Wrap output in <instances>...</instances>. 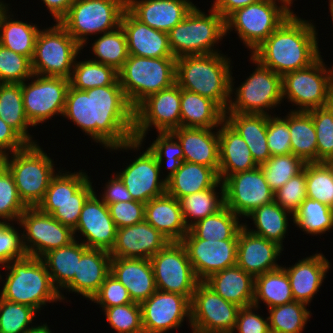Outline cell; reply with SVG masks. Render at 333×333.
<instances>
[{
    "instance_id": "obj_1",
    "label": "cell",
    "mask_w": 333,
    "mask_h": 333,
    "mask_svg": "<svg viewBox=\"0 0 333 333\" xmlns=\"http://www.w3.org/2000/svg\"><path fill=\"white\" fill-rule=\"evenodd\" d=\"M63 117L108 151L141 150L143 142L134 139V108L120 85L87 90L70 85Z\"/></svg>"
},
{
    "instance_id": "obj_2",
    "label": "cell",
    "mask_w": 333,
    "mask_h": 333,
    "mask_svg": "<svg viewBox=\"0 0 333 333\" xmlns=\"http://www.w3.org/2000/svg\"><path fill=\"white\" fill-rule=\"evenodd\" d=\"M317 30L293 12L251 55L281 76L308 67L321 56Z\"/></svg>"
},
{
    "instance_id": "obj_3",
    "label": "cell",
    "mask_w": 333,
    "mask_h": 333,
    "mask_svg": "<svg viewBox=\"0 0 333 333\" xmlns=\"http://www.w3.org/2000/svg\"><path fill=\"white\" fill-rule=\"evenodd\" d=\"M211 53L176 58V84L214 101L224 112L231 98V58Z\"/></svg>"
},
{
    "instance_id": "obj_4",
    "label": "cell",
    "mask_w": 333,
    "mask_h": 333,
    "mask_svg": "<svg viewBox=\"0 0 333 333\" xmlns=\"http://www.w3.org/2000/svg\"><path fill=\"white\" fill-rule=\"evenodd\" d=\"M2 267L7 275L6 280L3 278L1 298L30 306L37 312L48 303L62 302L41 258L26 255Z\"/></svg>"
},
{
    "instance_id": "obj_5",
    "label": "cell",
    "mask_w": 333,
    "mask_h": 333,
    "mask_svg": "<svg viewBox=\"0 0 333 333\" xmlns=\"http://www.w3.org/2000/svg\"><path fill=\"white\" fill-rule=\"evenodd\" d=\"M208 12L206 14L195 4L186 17L168 32L170 50L175 58L221 52L214 46L226 37L225 19L212 7Z\"/></svg>"
},
{
    "instance_id": "obj_6",
    "label": "cell",
    "mask_w": 333,
    "mask_h": 333,
    "mask_svg": "<svg viewBox=\"0 0 333 333\" xmlns=\"http://www.w3.org/2000/svg\"><path fill=\"white\" fill-rule=\"evenodd\" d=\"M175 57L129 55L118 71V80L130 105L135 109L149 95L176 83Z\"/></svg>"
},
{
    "instance_id": "obj_7",
    "label": "cell",
    "mask_w": 333,
    "mask_h": 333,
    "mask_svg": "<svg viewBox=\"0 0 333 333\" xmlns=\"http://www.w3.org/2000/svg\"><path fill=\"white\" fill-rule=\"evenodd\" d=\"M6 161L22 202L26 207H37L57 174L54 160L36 143L6 155Z\"/></svg>"
},
{
    "instance_id": "obj_8",
    "label": "cell",
    "mask_w": 333,
    "mask_h": 333,
    "mask_svg": "<svg viewBox=\"0 0 333 333\" xmlns=\"http://www.w3.org/2000/svg\"><path fill=\"white\" fill-rule=\"evenodd\" d=\"M56 171L58 173L52 178L45 197L37 207L74 230L83 204L95 191L92 186L93 182L89 178L91 176H88L84 170L72 173L67 170L63 171V169Z\"/></svg>"
},
{
    "instance_id": "obj_9",
    "label": "cell",
    "mask_w": 333,
    "mask_h": 333,
    "mask_svg": "<svg viewBox=\"0 0 333 333\" xmlns=\"http://www.w3.org/2000/svg\"><path fill=\"white\" fill-rule=\"evenodd\" d=\"M293 12L282 0H260L231 13L225 19V35L236 31L238 38L252 53Z\"/></svg>"
},
{
    "instance_id": "obj_10",
    "label": "cell",
    "mask_w": 333,
    "mask_h": 333,
    "mask_svg": "<svg viewBox=\"0 0 333 333\" xmlns=\"http://www.w3.org/2000/svg\"><path fill=\"white\" fill-rule=\"evenodd\" d=\"M250 60L257 67L235 89V82H233L235 79L232 77L233 73H231V98L225 113L273 114L272 109L279 107L283 101L282 76L263 66L251 54ZM233 94L235 98H233Z\"/></svg>"
},
{
    "instance_id": "obj_11",
    "label": "cell",
    "mask_w": 333,
    "mask_h": 333,
    "mask_svg": "<svg viewBox=\"0 0 333 333\" xmlns=\"http://www.w3.org/2000/svg\"><path fill=\"white\" fill-rule=\"evenodd\" d=\"M126 8L127 0H75L59 23L83 49L88 36L117 29Z\"/></svg>"
},
{
    "instance_id": "obj_12",
    "label": "cell",
    "mask_w": 333,
    "mask_h": 333,
    "mask_svg": "<svg viewBox=\"0 0 333 333\" xmlns=\"http://www.w3.org/2000/svg\"><path fill=\"white\" fill-rule=\"evenodd\" d=\"M82 47L56 22L51 27L40 29L31 59L33 74L70 79L76 57Z\"/></svg>"
},
{
    "instance_id": "obj_13",
    "label": "cell",
    "mask_w": 333,
    "mask_h": 333,
    "mask_svg": "<svg viewBox=\"0 0 333 333\" xmlns=\"http://www.w3.org/2000/svg\"><path fill=\"white\" fill-rule=\"evenodd\" d=\"M323 60L320 56L308 67L282 76V98L291 102L292 106L296 105L294 111H309L325 106L333 83V65L327 68Z\"/></svg>"
},
{
    "instance_id": "obj_14",
    "label": "cell",
    "mask_w": 333,
    "mask_h": 333,
    "mask_svg": "<svg viewBox=\"0 0 333 333\" xmlns=\"http://www.w3.org/2000/svg\"><path fill=\"white\" fill-rule=\"evenodd\" d=\"M69 87L68 78L36 74L21 83L24 112L33 127L63 116Z\"/></svg>"
},
{
    "instance_id": "obj_15",
    "label": "cell",
    "mask_w": 333,
    "mask_h": 333,
    "mask_svg": "<svg viewBox=\"0 0 333 333\" xmlns=\"http://www.w3.org/2000/svg\"><path fill=\"white\" fill-rule=\"evenodd\" d=\"M23 232L26 255L41 258L48 251L67 246L75 240L74 231L38 207H27L17 222Z\"/></svg>"
},
{
    "instance_id": "obj_16",
    "label": "cell",
    "mask_w": 333,
    "mask_h": 333,
    "mask_svg": "<svg viewBox=\"0 0 333 333\" xmlns=\"http://www.w3.org/2000/svg\"><path fill=\"white\" fill-rule=\"evenodd\" d=\"M150 261L158 290L178 293L192 300L200 281L181 242H170L153 255Z\"/></svg>"
},
{
    "instance_id": "obj_17",
    "label": "cell",
    "mask_w": 333,
    "mask_h": 333,
    "mask_svg": "<svg viewBox=\"0 0 333 333\" xmlns=\"http://www.w3.org/2000/svg\"><path fill=\"white\" fill-rule=\"evenodd\" d=\"M181 88L171 87L149 95L134 109V139L144 142L150 127L172 132L180 127Z\"/></svg>"
},
{
    "instance_id": "obj_18",
    "label": "cell",
    "mask_w": 333,
    "mask_h": 333,
    "mask_svg": "<svg viewBox=\"0 0 333 333\" xmlns=\"http://www.w3.org/2000/svg\"><path fill=\"white\" fill-rule=\"evenodd\" d=\"M239 309L200 281L191 300L192 333H232Z\"/></svg>"
},
{
    "instance_id": "obj_19",
    "label": "cell",
    "mask_w": 333,
    "mask_h": 333,
    "mask_svg": "<svg viewBox=\"0 0 333 333\" xmlns=\"http://www.w3.org/2000/svg\"><path fill=\"white\" fill-rule=\"evenodd\" d=\"M224 204L240 218L274 201V192L268 185L260 166L223 178Z\"/></svg>"
},
{
    "instance_id": "obj_20",
    "label": "cell",
    "mask_w": 333,
    "mask_h": 333,
    "mask_svg": "<svg viewBox=\"0 0 333 333\" xmlns=\"http://www.w3.org/2000/svg\"><path fill=\"white\" fill-rule=\"evenodd\" d=\"M140 306L144 333L178 329L185 319L191 326V301L181 294L157 289Z\"/></svg>"
},
{
    "instance_id": "obj_21",
    "label": "cell",
    "mask_w": 333,
    "mask_h": 333,
    "mask_svg": "<svg viewBox=\"0 0 333 333\" xmlns=\"http://www.w3.org/2000/svg\"><path fill=\"white\" fill-rule=\"evenodd\" d=\"M180 242L199 281L236 265L238 240H202L189 230Z\"/></svg>"
},
{
    "instance_id": "obj_22",
    "label": "cell",
    "mask_w": 333,
    "mask_h": 333,
    "mask_svg": "<svg viewBox=\"0 0 333 333\" xmlns=\"http://www.w3.org/2000/svg\"><path fill=\"white\" fill-rule=\"evenodd\" d=\"M74 231L84 237L80 239L86 247L111 252L116 242L117 227L108 206L94 191L82 207L79 221Z\"/></svg>"
},
{
    "instance_id": "obj_23",
    "label": "cell",
    "mask_w": 333,
    "mask_h": 333,
    "mask_svg": "<svg viewBox=\"0 0 333 333\" xmlns=\"http://www.w3.org/2000/svg\"><path fill=\"white\" fill-rule=\"evenodd\" d=\"M130 161L123 171L115 174L126 186L133 200L146 204L151 199L166 193V180L161 177L156 156L148 147Z\"/></svg>"
},
{
    "instance_id": "obj_24",
    "label": "cell",
    "mask_w": 333,
    "mask_h": 333,
    "mask_svg": "<svg viewBox=\"0 0 333 333\" xmlns=\"http://www.w3.org/2000/svg\"><path fill=\"white\" fill-rule=\"evenodd\" d=\"M283 250L278 243L255 235L243 226L238 232L236 265L255 278L281 267L276 261Z\"/></svg>"
},
{
    "instance_id": "obj_25",
    "label": "cell",
    "mask_w": 333,
    "mask_h": 333,
    "mask_svg": "<svg viewBox=\"0 0 333 333\" xmlns=\"http://www.w3.org/2000/svg\"><path fill=\"white\" fill-rule=\"evenodd\" d=\"M170 243L169 239L145 220L117 229L111 257L150 259Z\"/></svg>"
},
{
    "instance_id": "obj_26",
    "label": "cell",
    "mask_w": 333,
    "mask_h": 333,
    "mask_svg": "<svg viewBox=\"0 0 333 333\" xmlns=\"http://www.w3.org/2000/svg\"><path fill=\"white\" fill-rule=\"evenodd\" d=\"M120 26L127 40L129 55L138 57H174L169 46L168 33L153 29L138 20L127 8Z\"/></svg>"
},
{
    "instance_id": "obj_27",
    "label": "cell",
    "mask_w": 333,
    "mask_h": 333,
    "mask_svg": "<svg viewBox=\"0 0 333 333\" xmlns=\"http://www.w3.org/2000/svg\"><path fill=\"white\" fill-rule=\"evenodd\" d=\"M195 5L191 0H127V9L149 27L168 33Z\"/></svg>"
},
{
    "instance_id": "obj_28",
    "label": "cell",
    "mask_w": 333,
    "mask_h": 333,
    "mask_svg": "<svg viewBox=\"0 0 333 333\" xmlns=\"http://www.w3.org/2000/svg\"><path fill=\"white\" fill-rule=\"evenodd\" d=\"M331 265L324 254L318 252L298 260L290 267L283 265L294 300L309 305L322 286Z\"/></svg>"
},
{
    "instance_id": "obj_29",
    "label": "cell",
    "mask_w": 333,
    "mask_h": 333,
    "mask_svg": "<svg viewBox=\"0 0 333 333\" xmlns=\"http://www.w3.org/2000/svg\"><path fill=\"white\" fill-rule=\"evenodd\" d=\"M111 274L127 288L135 303L141 304L157 290L150 259L111 257Z\"/></svg>"
},
{
    "instance_id": "obj_30",
    "label": "cell",
    "mask_w": 333,
    "mask_h": 333,
    "mask_svg": "<svg viewBox=\"0 0 333 333\" xmlns=\"http://www.w3.org/2000/svg\"><path fill=\"white\" fill-rule=\"evenodd\" d=\"M110 273V252L88 248L81 255L74 278L62 290L64 292L66 289L91 300Z\"/></svg>"
},
{
    "instance_id": "obj_31",
    "label": "cell",
    "mask_w": 333,
    "mask_h": 333,
    "mask_svg": "<svg viewBox=\"0 0 333 333\" xmlns=\"http://www.w3.org/2000/svg\"><path fill=\"white\" fill-rule=\"evenodd\" d=\"M172 133L176 136L182 146L183 161L211 167L218 173V128L206 129L179 127L178 129L173 130Z\"/></svg>"
},
{
    "instance_id": "obj_32",
    "label": "cell",
    "mask_w": 333,
    "mask_h": 333,
    "mask_svg": "<svg viewBox=\"0 0 333 333\" xmlns=\"http://www.w3.org/2000/svg\"><path fill=\"white\" fill-rule=\"evenodd\" d=\"M218 128L220 180L258 167L247 143L226 120Z\"/></svg>"
},
{
    "instance_id": "obj_33",
    "label": "cell",
    "mask_w": 333,
    "mask_h": 333,
    "mask_svg": "<svg viewBox=\"0 0 333 333\" xmlns=\"http://www.w3.org/2000/svg\"><path fill=\"white\" fill-rule=\"evenodd\" d=\"M144 220L170 242H180L189 231L179 200L168 193L155 197L145 204Z\"/></svg>"
},
{
    "instance_id": "obj_34",
    "label": "cell",
    "mask_w": 333,
    "mask_h": 333,
    "mask_svg": "<svg viewBox=\"0 0 333 333\" xmlns=\"http://www.w3.org/2000/svg\"><path fill=\"white\" fill-rule=\"evenodd\" d=\"M254 279L235 265L211 275L204 282L223 299L243 308L253 305Z\"/></svg>"
},
{
    "instance_id": "obj_35",
    "label": "cell",
    "mask_w": 333,
    "mask_h": 333,
    "mask_svg": "<svg viewBox=\"0 0 333 333\" xmlns=\"http://www.w3.org/2000/svg\"><path fill=\"white\" fill-rule=\"evenodd\" d=\"M225 120L247 143L258 166L269 160L271 154L267 145L268 115L225 113Z\"/></svg>"
},
{
    "instance_id": "obj_36",
    "label": "cell",
    "mask_w": 333,
    "mask_h": 333,
    "mask_svg": "<svg viewBox=\"0 0 333 333\" xmlns=\"http://www.w3.org/2000/svg\"><path fill=\"white\" fill-rule=\"evenodd\" d=\"M225 120V112L211 99L181 89L180 127L218 128Z\"/></svg>"
},
{
    "instance_id": "obj_37",
    "label": "cell",
    "mask_w": 333,
    "mask_h": 333,
    "mask_svg": "<svg viewBox=\"0 0 333 333\" xmlns=\"http://www.w3.org/2000/svg\"><path fill=\"white\" fill-rule=\"evenodd\" d=\"M219 181V175L213 168L183 161L179 169L166 180V193L179 200L214 187Z\"/></svg>"
},
{
    "instance_id": "obj_38",
    "label": "cell",
    "mask_w": 333,
    "mask_h": 333,
    "mask_svg": "<svg viewBox=\"0 0 333 333\" xmlns=\"http://www.w3.org/2000/svg\"><path fill=\"white\" fill-rule=\"evenodd\" d=\"M87 249L88 247L75 239L67 246L50 250L41 257L62 301L66 299L62 289L74 278L81 255Z\"/></svg>"
},
{
    "instance_id": "obj_39",
    "label": "cell",
    "mask_w": 333,
    "mask_h": 333,
    "mask_svg": "<svg viewBox=\"0 0 333 333\" xmlns=\"http://www.w3.org/2000/svg\"><path fill=\"white\" fill-rule=\"evenodd\" d=\"M6 4L0 11V44L15 53L32 59L40 31L37 24L16 20ZM11 13V14H9ZM14 19H13V18Z\"/></svg>"
},
{
    "instance_id": "obj_40",
    "label": "cell",
    "mask_w": 333,
    "mask_h": 333,
    "mask_svg": "<svg viewBox=\"0 0 333 333\" xmlns=\"http://www.w3.org/2000/svg\"><path fill=\"white\" fill-rule=\"evenodd\" d=\"M293 215L283 209L277 202L273 201L253 210L245 218H250L255 226L252 229L247 222L243 226L251 233L283 245L285 235L288 233L289 218ZM249 226V227H248ZM251 228V229H250Z\"/></svg>"
},
{
    "instance_id": "obj_41",
    "label": "cell",
    "mask_w": 333,
    "mask_h": 333,
    "mask_svg": "<svg viewBox=\"0 0 333 333\" xmlns=\"http://www.w3.org/2000/svg\"><path fill=\"white\" fill-rule=\"evenodd\" d=\"M283 118L288 123L292 154L305 163L317 162V137L310 113L290 109Z\"/></svg>"
},
{
    "instance_id": "obj_42",
    "label": "cell",
    "mask_w": 333,
    "mask_h": 333,
    "mask_svg": "<svg viewBox=\"0 0 333 333\" xmlns=\"http://www.w3.org/2000/svg\"><path fill=\"white\" fill-rule=\"evenodd\" d=\"M262 301L268 309L294 301L289 277L282 264L275 270L255 277L253 306L260 309Z\"/></svg>"
},
{
    "instance_id": "obj_43",
    "label": "cell",
    "mask_w": 333,
    "mask_h": 333,
    "mask_svg": "<svg viewBox=\"0 0 333 333\" xmlns=\"http://www.w3.org/2000/svg\"><path fill=\"white\" fill-rule=\"evenodd\" d=\"M0 118L28 144L38 143L28 130L32 125L24 112L21 84L0 83Z\"/></svg>"
},
{
    "instance_id": "obj_44",
    "label": "cell",
    "mask_w": 333,
    "mask_h": 333,
    "mask_svg": "<svg viewBox=\"0 0 333 333\" xmlns=\"http://www.w3.org/2000/svg\"><path fill=\"white\" fill-rule=\"evenodd\" d=\"M218 187L220 193H217ZM179 203L184 221L190 228L197 221L217 213L225 206L223 183L220 180L214 187L181 197Z\"/></svg>"
},
{
    "instance_id": "obj_45",
    "label": "cell",
    "mask_w": 333,
    "mask_h": 333,
    "mask_svg": "<svg viewBox=\"0 0 333 333\" xmlns=\"http://www.w3.org/2000/svg\"><path fill=\"white\" fill-rule=\"evenodd\" d=\"M240 222L239 216L224 206L217 213L197 221L189 230L202 240H238V232L243 227Z\"/></svg>"
},
{
    "instance_id": "obj_46",
    "label": "cell",
    "mask_w": 333,
    "mask_h": 333,
    "mask_svg": "<svg viewBox=\"0 0 333 333\" xmlns=\"http://www.w3.org/2000/svg\"><path fill=\"white\" fill-rule=\"evenodd\" d=\"M290 219L304 234L321 236L333 230V208L310 198L301 203Z\"/></svg>"
},
{
    "instance_id": "obj_47",
    "label": "cell",
    "mask_w": 333,
    "mask_h": 333,
    "mask_svg": "<svg viewBox=\"0 0 333 333\" xmlns=\"http://www.w3.org/2000/svg\"><path fill=\"white\" fill-rule=\"evenodd\" d=\"M74 62L70 85L78 90L90 88L120 85L118 71L109 65H105L91 59Z\"/></svg>"
},
{
    "instance_id": "obj_48",
    "label": "cell",
    "mask_w": 333,
    "mask_h": 333,
    "mask_svg": "<svg viewBox=\"0 0 333 333\" xmlns=\"http://www.w3.org/2000/svg\"><path fill=\"white\" fill-rule=\"evenodd\" d=\"M91 51L95 57L91 60L119 71L129 56L126 35L122 27L99 35L92 43Z\"/></svg>"
},
{
    "instance_id": "obj_49",
    "label": "cell",
    "mask_w": 333,
    "mask_h": 333,
    "mask_svg": "<svg viewBox=\"0 0 333 333\" xmlns=\"http://www.w3.org/2000/svg\"><path fill=\"white\" fill-rule=\"evenodd\" d=\"M267 310L270 333H302L312 316L306 304L295 300Z\"/></svg>"
},
{
    "instance_id": "obj_50",
    "label": "cell",
    "mask_w": 333,
    "mask_h": 333,
    "mask_svg": "<svg viewBox=\"0 0 333 333\" xmlns=\"http://www.w3.org/2000/svg\"><path fill=\"white\" fill-rule=\"evenodd\" d=\"M307 198L333 208V167L327 162L305 163Z\"/></svg>"
},
{
    "instance_id": "obj_51",
    "label": "cell",
    "mask_w": 333,
    "mask_h": 333,
    "mask_svg": "<svg viewBox=\"0 0 333 333\" xmlns=\"http://www.w3.org/2000/svg\"><path fill=\"white\" fill-rule=\"evenodd\" d=\"M304 166L305 162L291 153L288 155L271 156L260 167L271 190L276 192L293 176L300 173Z\"/></svg>"
},
{
    "instance_id": "obj_52",
    "label": "cell",
    "mask_w": 333,
    "mask_h": 333,
    "mask_svg": "<svg viewBox=\"0 0 333 333\" xmlns=\"http://www.w3.org/2000/svg\"><path fill=\"white\" fill-rule=\"evenodd\" d=\"M37 313L30 306L0 297V333H26L33 327L32 321L35 320Z\"/></svg>"
},
{
    "instance_id": "obj_53",
    "label": "cell",
    "mask_w": 333,
    "mask_h": 333,
    "mask_svg": "<svg viewBox=\"0 0 333 333\" xmlns=\"http://www.w3.org/2000/svg\"><path fill=\"white\" fill-rule=\"evenodd\" d=\"M156 136V140L148 148L156 156L160 173H163L161 172L163 171L161 170L163 169L162 166L164 164L167 165L164 167L167 168V171H170L164 177L167 180L179 169L181 162H183V150L180 142L172 132H158Z\"/></svg>"
},
{
    "instance_id": "obj_54",
    "label": "cell",
    "mask_w": 333,
    "mask_h": 333,
    "mask_svg": "<svg viewBox=\"0 0 333 333\" xmlns=\"http://www.w3.org/2000/svg\"><path fill=\"white\" fill-rule=\"evenodd\" d=\"M103 311L105 319L117 333H144L140 304L133 302L105 308Z\"/></svg>"
},
{
    "instance_id": "obj_55",
    "label": "cell",
    "mask_w": 333,
    "mask_h": 333,
    "mask_svg": "<svg viewBox=\"0 0 333 333\" xmlns=\"http://www.w3.org/2000/svg\"><path fill=\"white\" fill-rule=\"evenodd\" d=\"M33 75L31 59L0 44V83L21 84Z\"/></svg>"
},
{
    "instance_id": "obj_56",
    "label": "cell",
    "mask_w": 333,
    "mask_h": 333,
    "mask_svg": "<svg viewBox=\"0 0 333 333\" xmlns=\"http://www.w3.org/2000/svg\"><path fill=\"white\" fill-rule=\"evenodd\" d=\"M312 116L317 137V162H327L333 158V117L325 108L308 111Z\"/></svg>"
},
{
    "instance_id": "obj_57",
    "label": "cell",
    "mask_w": 333,
    "mask_h": 333,
    "mask_svg": "<svg viewBox=\"0 0 333 333\" xmlns=\"http://www.w3.org/2000/svg\"><path fill=\"white\" fill-rule=\"evenodd\" d=\"M26 208L18 195L13 176L7 170L0 177V221L19 222L20 216Z\"/></svg>"
},
{
    "instance_id": "obj_58",
    "label": "cell",
    "mask_w": 333,
    "mask_h": 333,
    "mask_svg": "<svg viewBox=\"0 0 333 333\" xmlns=\"http://www.w3.org/2000/svg\"><path fill=\"white\" fill-rule=\"evenodd\" d=\"M306 198L305 166L300 173L293 176L280 189L274 192V201L292 215Z\"/></svg>"
},
{
    "instance_id": "obj_59",
    "label": "cell",
    "mask_w": 333,
    "mask_h": 333,
    "mask_svg": "<svg viewBox=\"0 0 333 333\" xmlns=\"http://www.w3.org/2000/svg\"><path fill=\"white\" fill-rule=\"evenodd\" d=\"M14 227V223L11 225V223L0 221V267L26 256L22 234L19 233V227L18 229ZM0 280L2 281L1 274Z\"/></svg>"
},
{
    "instance_id": "obj_60",
    "label": "cell",
    "mask_w": 333,
    "mask_h": 333,
    "mask_svg": "<svg viewBox=\"0 0 333 333\" xmlns=\"http://www.w3.org/2000/svg\"><path fill=\"white\" fill-rule=\"evenodd\" d=\"M267 145L271 156L292 153L288 123L284 118L276 114L268 115Z\"/></svg>"
},
{
    "instance_id": "obj_61",
    "label": "cell",
    "mask_w": 333,
    "mask_h": 333,
    "mask_svg": "<svg viewBox=\"0 0 333 333\" xmlns=\"http://www.w3.org/2000/svg\"><path fill=\"white\" fill-rule=\"evenodd\" d=\"M90 301L100 305L102 311L105 308L133 303L127 288L111 273Z\"/></svg>"
},
{
    "instance_id": "obj_62",
    "label": "cell",
    "mask_w": 333,
    "mask_h": 333,
    "mask_svg": "<svg viewBox=\"0 0 333 333\" xmlns=\"http://www.w3.org/2000/svg\"><path fill=\"white\" fill-rule=\"evenodd\" d=\"M107 206L117 229L131 226L144 220L145 203L132 200L116 202Z\"/></svg>"
},
{
    "instance_id": "obj_63",
    "label": "cell",
    "mask_w": 333,
    "mask_h": 333,
    "mask_svg": "<svg viewBox=\"0 0 333 333\" xmlns=\"http://www.w3.org/2000/svg\"><path fill=\"white\" fill-rule=\"evenodd\" d=\"M258 309L253 305L240 308L232 333H270L269 319L267 316L263 318L262 315L255 312Z\"/></svg>"
},
{
    "instance_id": "obj_64",
    "label": "cell",
    "mask_w": 333,
    "mask_h": 333,
    "mask_svg": "<svg viewBox=\"0 0 333 333\" xmlns=\"http://www.w3.org/2000/svg\"><path fill=\"white\" fill-rule=\"evenodd\" d=\"M28 143L0 118V154L8 155L24 149Z\"/></svg>"
},
{
    "instance_id": "obj_65",
    "label": "cell",
    "mask_w": 333,
    "mask_h": 333,
    "mask_svg": "<svg viewBox=\"0 0 333 333\" xmlns=\"http://www.w3.org/2000/svg\"><path fill=\"white\" fill-rule=\"evenodd\" d=\"M103 190L104 192L100 194V198L106 205L133 200L126 186L116 174H112L110 180L105 183Z\"/></svg>"
},
{
    "instance_id": "obj_66",
    "label": "cell",
    "mask_w": 333,
    "mask_h": 333,
    "mask_svg": "<svg viewBox=\"0 0 333 333\" xmlns=\"http://www.w3.org/2000/svg\"><path fill=\"white\" fill-rule=\"evenodd\" d=\"M260 0H214L212 8L226 19L234 11Z\"/></svg>"
},
{
    "instance_id": "obj_67",
    "label": "cell",
    "mask_w": 333,
    "mask_h": 333,
    "mask_svg": "<svg viewBox=\"0 0 333 333\" xmlns=\"http://www.w3.org/2000/svg\"><path fill=\"white\" fill-rule=\"evenodd\" d=\"M54 22H59L69 11L75 0H41Z\"/></svg>"
},
{
    "instance_id": "obj_68",
    "label": "cell",
    "mask_w": 333,
    "mask_h": 333,
    "mask_svg": "<svg viewBox=\"0 0 333 333\" xmlns=\"http://www.w3.org/2000/svg\"><path fill=\"white\" fill-rule=\"evenodd\" d=\"M26 333H52L50 327L47 325V323H44L42 325H33Z\"/></svg>"
},
{
    "instance_id": "obj_69",
    "label": "cell",
    "mask_w": 333,
    "mask_h": 333,
    "mask_svg": "<svg viewBox=\"0 0 333 333\" xmlns=\"http://www.w3.org/2000/svg\"><path fill=\"white\" fill-rule=\"evenodd\" d=\"M324 107L329 111V113L333 117V83L331 84V86L329 88L326 103H325Z\"/></svg>"
},
{
    "instance_id": "obj_70",
    "label": "cell",
    "mask_w": 333,
    "mask_h": 333,
    "mask_svg": "<svg viewBox=\"0 0 333 333\" xmlns=\"http://www.w3.org/2000/svg\"><path fill=\"white\" fill-rule=\"evenodd\" d=\"M7 171L6 155L0 154V177Z\"/></svg>"
},
{
    "instance_id": "obj_71",
    "label": "cell",
    "mask_w": 333,
    "mask_h": 333,
    "mask_svg": "<svg viewBox=\"0 0 333 333\" xmlns=\"http://www.w3.org/2000/svg\"><path fill=\"white\" fill-rule=\"evenodd\" d=\"M329 11H330V15H331L332 23H333V0H329Z\"/></svg>"
},
{
    "instance_id": "obj_72",
    "label": "cell",
    "mask_w": 333,
    "mask_h": 333,
    "mask_svg": "<svg viewBox=\"0 0 333 333\" xmlns=\"http://www.w3.org/2000/svg\"><path fill=\"white\" fill-rule=\"evenodd\" d=\"M282 1H284L290 7L293 6L292 4H293L294 0H282Z\"/></svg>"
},
{
    "instance_id": "obj_73",
    "label": "cell",
    "mask_w": 333,
    "mask_h": 333,
    "mask_svg": "<svg viewBox=\"0 0 333 333\" xmlns=\"http://www.w3.org/2000/svg\"><path fill=\"white\" fill-rule=\"evenodd\" d=\"M7 3L4 2V0H0V11L2 10V8L6 5Z\"/></svg>"
},
{
    "instance_id": "obj_74",
    "label": "cell",
    "mask_w": 333,
    "mask_h": 333,
    "mask_svg": "<svg viewBox=\"0 0 333 333\" xmlns=\"http://www.w3.org/2000/svg\"><path fill=\"white\" fill-rule=\"evenodd\" d=\"M329 164L333 167V158L329 161Z\"/></svg>"
}]
</instances>
